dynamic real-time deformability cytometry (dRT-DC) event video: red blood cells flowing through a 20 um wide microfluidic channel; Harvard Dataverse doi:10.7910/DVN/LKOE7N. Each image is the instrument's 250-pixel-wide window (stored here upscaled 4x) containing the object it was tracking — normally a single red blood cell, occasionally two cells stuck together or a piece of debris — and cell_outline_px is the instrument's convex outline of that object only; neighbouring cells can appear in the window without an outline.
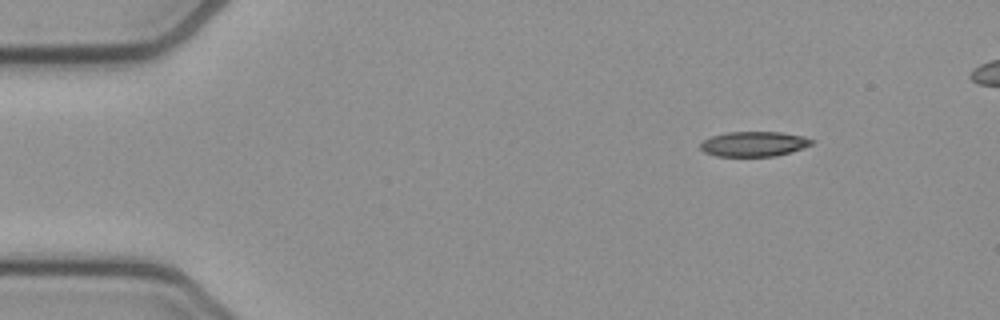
{"species": "common noctule bat (a hibernating species)", "species_latin": "Nyctalus noctula", "temperature_condition": "cold", "stored_images_in_passage": 45, "camera_frame_rate_fps": 3000, "um_per_image_px": 0.085, "animal": {"sex": "female", "body_mass_g": 21.9}, "frame": {"image": 1, "passage_image": 1, "time_ms": 0.0, "image_size_px": [1000, 320], "cell_outline_px": [[816, 140], [812, 144], [776, 156], [716, 156], [704, 152], [700, 148], [700, 144], [704, 140], [712, 136], [728, 132], [780, 132], [804, 136]], "centroid_in_image_um": [64.07, 12.23], "position_along_channel_um": 20.9, "area_um2": 16.07}}
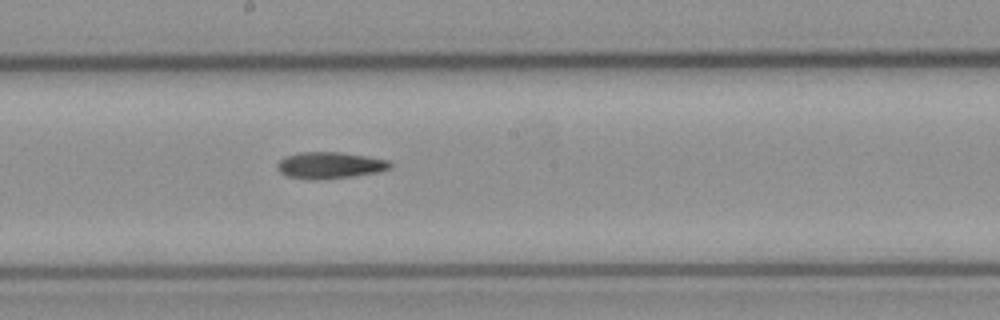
{"frame": {"image": 2, "passage_image": 23, "time_ms": 7.333, "image_size_px": [1000, 320], "cell_outline_px": [[392, 168], [380, 172], [352, 176], [288, 176], [280, 172], [276, 168], [276, 164], [284, 156], [300, 152], [340, 152], [368, 156], [392, 160]], "centroid_in_image_um": [28.14, 13.98], "position_along_channel_um": 220.1, "area_um2": 16.76}}
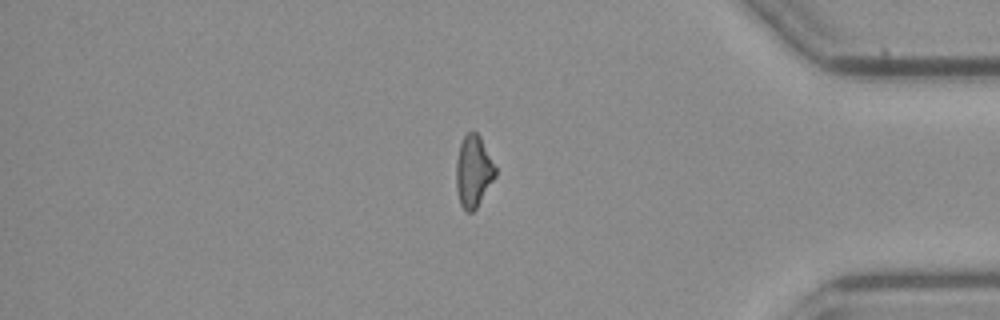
{"frame": {"image": 3, "passage_image": 39, "time_ms": 12.667, "image_size_px": [1000, 320], "cell_outline_px": [[496, 176], [476, 208], [472, 212], [468, 212], [460, 204], [456, 188], [456, 160], [460, 144], [464, 136], [468, 132], [476, 132], [480, 136], [496, 168]], "centroid_in_image_um": [40.23, 14.56], "position_along_channel_um": 395.0, "area_um2": 16.24}}